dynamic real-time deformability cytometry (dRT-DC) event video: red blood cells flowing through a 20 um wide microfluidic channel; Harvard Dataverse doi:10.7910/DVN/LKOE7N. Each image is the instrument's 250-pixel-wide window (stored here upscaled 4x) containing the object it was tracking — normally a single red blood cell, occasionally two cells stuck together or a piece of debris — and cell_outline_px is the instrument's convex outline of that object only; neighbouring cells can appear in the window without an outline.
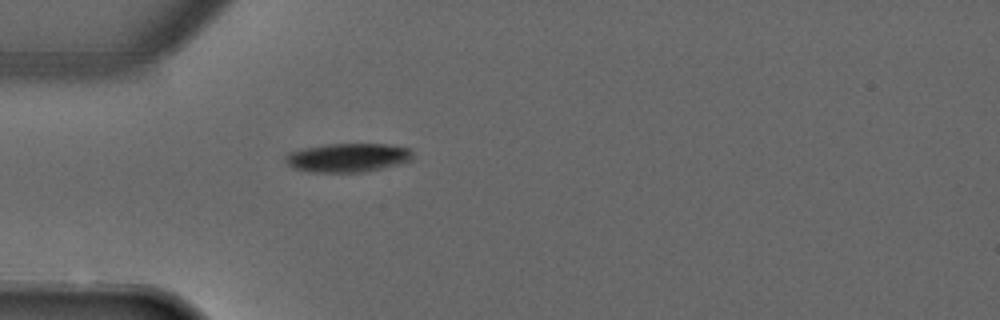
{"species": "common noctule bat (a hibernating species)", "species_latin": "Nyctalus noctula", "temperature_condition": "warm", "stored_images_in_passage": 2, "camera_frame_rate_fps": 3000, "um_per_image_px": 0.085, "animal": {"sex": "male", "forearm_length_mm": 52.5}, "frame": {"image": 1, "passage_image": 1, "time_ms": 0.0, "image_size_px": [1000, 320], "cell_outline_px": [[412, 160], [364, 172], [308, 172], [292, 168], [284, 160], [284, 156], [288, 152], [304, 148], [328, 144], [384, 144], [408, 148], [412, 152]], "centroid_in_image_um": [29.49, 13.4], "position_along_channel_um": 55.5, "area_um2": 21.27}}